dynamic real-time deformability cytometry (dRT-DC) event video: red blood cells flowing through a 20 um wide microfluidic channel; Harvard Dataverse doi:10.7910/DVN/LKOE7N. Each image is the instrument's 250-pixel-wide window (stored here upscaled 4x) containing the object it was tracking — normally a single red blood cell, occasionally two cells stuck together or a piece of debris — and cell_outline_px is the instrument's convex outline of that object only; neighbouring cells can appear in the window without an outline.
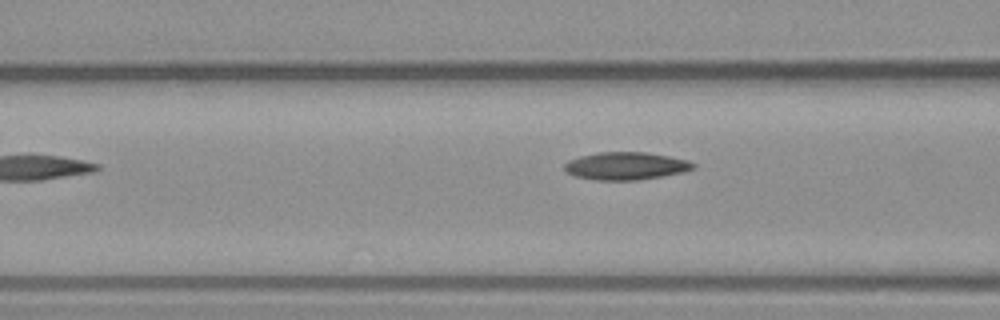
{"species": "common noctule bat (a hibernating species)", "species_latin": "Nyctalus noctula", "temperature_condition": "warm", "stored_images_in_passage": 5, "segment_of_instrument_passage": [1, 2], "camera_frame_rate_fps": 3000, "um_per_image_px": 0.085, "animal": {"sex": "male", "body_mass_g": 23.1, "forearm_length_mm": 52.7}, "frame": {"image": 1, "passage_image": 3, "time_ms": 3.333, "image_size_px": [1000, 320], "cell_outline_px": [[696, 168], [684, 172], [636, 180], [596, 180], [576, 176], [564, 172], [564, 164], [568, 160], [580, 156], [596, 152], [644, 152], [668, 156], [688, 160], [696, 164]], "centroid_in_image_um": [53.18, 14.1], "position_along_channel_um": 113.4, "area_um2": 20.81}}
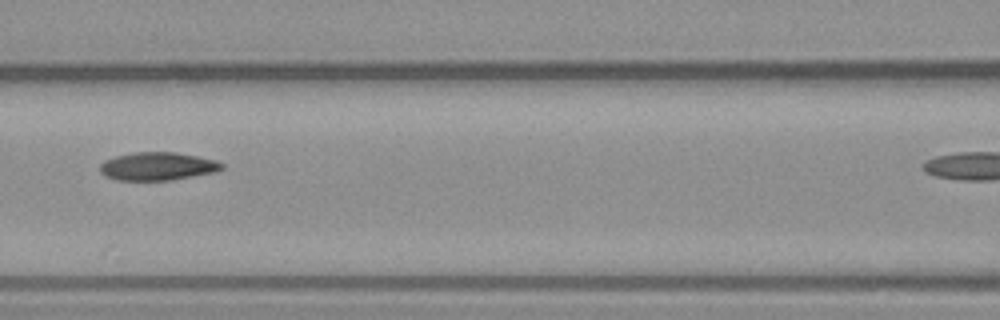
{"frame": {"image": 2, "passage_image": 4, "time_ms": 4.333, "image_size_px": [1000, 320], "cell_outline_px": [[224, 168], [216, 172], [168, 180], [116, 180], [104, 176], [100, 172], [100, 164], [104, 160], [116, 156], [136, 152], [176, 152], [216, 160], [224, 164]], "centroid_in_image_um": [13.38, 14.13], "position_along_channel_um": 153.2, "area_um2": 19.94}}